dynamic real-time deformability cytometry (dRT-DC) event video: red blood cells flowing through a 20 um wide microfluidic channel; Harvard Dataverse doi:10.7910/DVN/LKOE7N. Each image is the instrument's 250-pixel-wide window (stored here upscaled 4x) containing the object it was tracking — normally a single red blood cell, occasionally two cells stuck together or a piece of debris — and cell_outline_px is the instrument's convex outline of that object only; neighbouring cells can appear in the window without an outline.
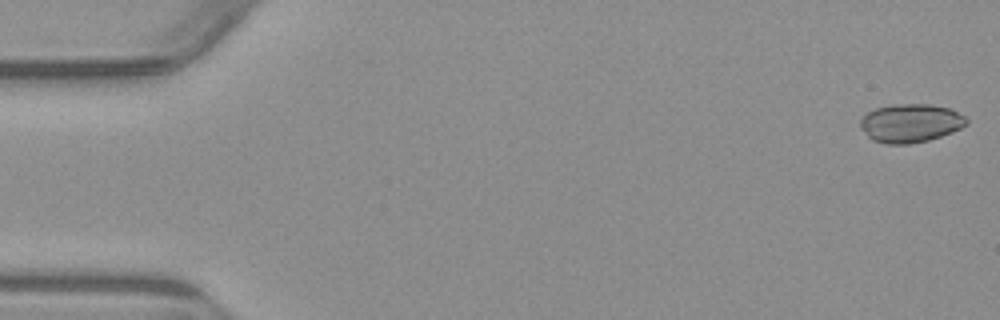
{"species": "common noctule bat (a hibernating species)", "species_latin": "Nyctalus noctula", "temperature_condition": "warm", "stored_images_in_passage": 6, "camera_frame_rate_fps": 3000, "um_per_image_px": 0.085, "animal": {"sex": "male", "body_mass_g": 23.1, "forearm_length_mm": 52.7}, "frame": {"image": 1, "passage_image": 1, "time_ms": 0.0, "image_size_px": [1000, 320], "cell_outline_px": [[968, 124], [952, 132], [928, 140], [908, 144], [884, 144], [872, 140], [860, 128], [860, 120], [868, 112], [876, 108], [892, 104], [928, 104], [948, 108], [964, 116], [968, 120]], "centroid_in_image_um": [77.37, 10.47], "position_along_channel_um": 7.6, "area_um2": 23.76}}
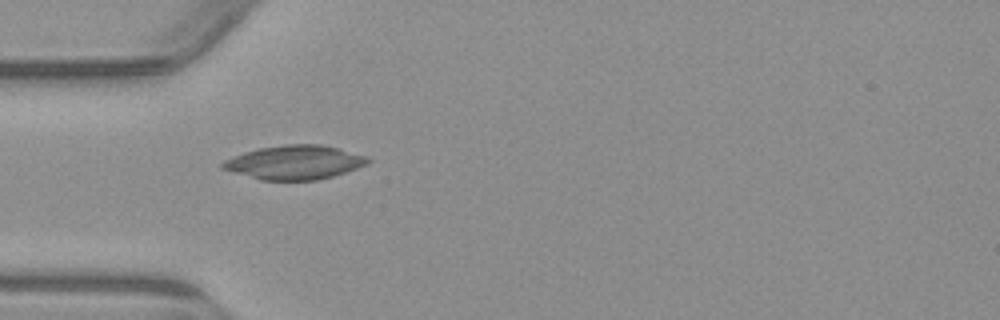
{"frame": {"image": 2, "passage_image": 5, "time_ms": 5.0, "image_size_px": [1000, 320], "cell_outline_px": [[372, 160], [368, 164], [332, 176], [316, 180], [260, 180], [220, 168], [220, 164], [224, 160], [244, 152], [260, 148], [284, 144], [320, 144], [340, 148], [368, 156]], "centroid_in_image_um": [25.05, 13.79], "position_along_channel_um": 59.9, "area_um2": 28.84}}
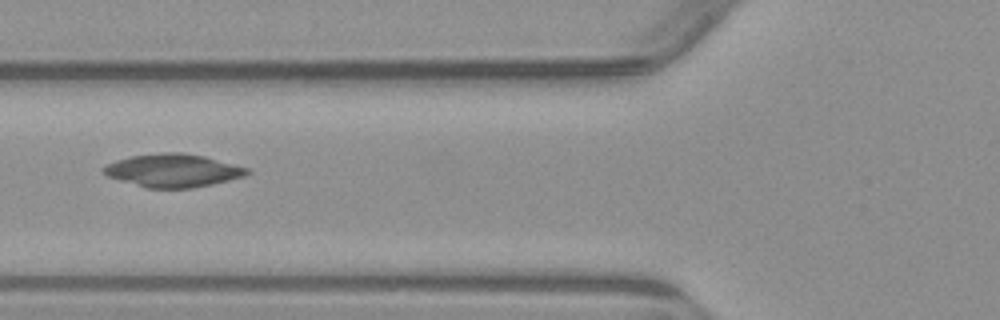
{"frame": {"image": 3, "passage_image": 6, "time_ms": 6.333, "image_size_px": [1000, 320], "cell_outline_px": [[252, 172], [244, 176], [212, 184], [192, 188], [148, 188], [120, 180], [108, 176], [100, 168], [116, 160], [132, 156], [164, 152], [184, 152], [204, 156], [248, 168]], "centroid_in_image_um": [14.71, 14.49], "position_along_channel_um": 111.1, "area_um2": 27.46}}